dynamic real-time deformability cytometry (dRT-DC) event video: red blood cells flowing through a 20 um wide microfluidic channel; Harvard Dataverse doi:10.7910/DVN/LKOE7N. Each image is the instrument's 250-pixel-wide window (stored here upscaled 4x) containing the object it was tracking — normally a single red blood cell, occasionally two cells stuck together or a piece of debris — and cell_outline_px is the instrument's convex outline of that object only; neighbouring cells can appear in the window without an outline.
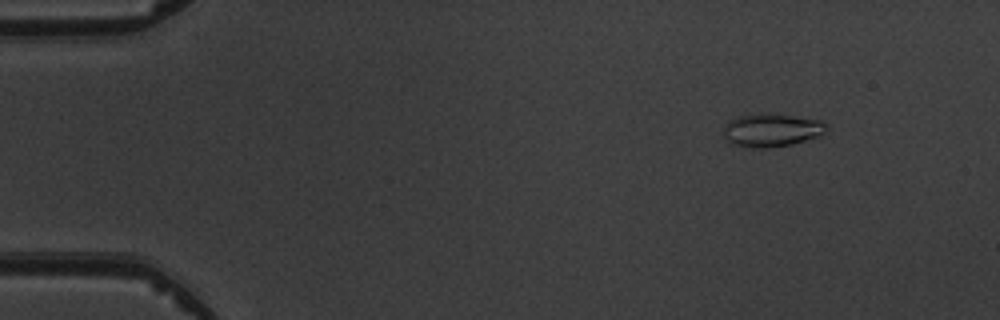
{"species": "common noctule bat (a hibernating species)", "species_latin": "Nyctalus noctula", "temperature_condition": "warm", "stored_images_in_passage": 5, "camera_frame_rate_fps": 3000, "um_per_image_px": 0.085, "animal": {"sex": "male", "body_mass_g": 19.5, "forearm_length_mm": 54.6}, "frame": {"image": 1, "passage_image": 2, "time_ms": 1.0, "image_size_px": [1000, 320], "cell_outline_px": [[828, 124], [824, 132], [820, 136], [792, 144], [764, 148], [748, 148], [732, 144], [724, 136], [724, 128], [728, 120], [736, 116], [792, 116], [820, 120]], "centroid_in_image_um": [65.58, 11.11], "position_along_channel_um": 19.4, "area_um2": 19.25}}
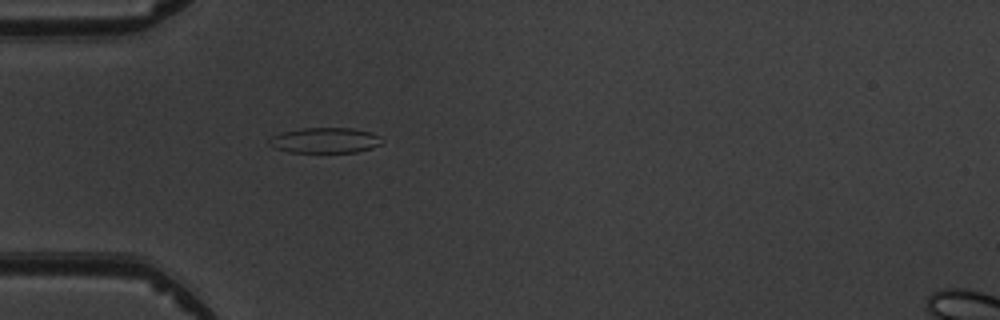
{"frame": {"image": 2, "passage_image": 5, "time_ms": 4.333, "image_size_px": [1000, 320], "cell_outline_px": [[384, 140], [380, 144], [372, 148], [356, 152], [288, 152], [272, 148], [268, 144], [268, 140], [272, 136], [284, 132], [304, 128], [352, 128], [372, 132], [380, 136]], "centroid_in_image_um": [27.63, 11.93], "position_along_channel_um": 57.4, "area_um2": 16.82}}